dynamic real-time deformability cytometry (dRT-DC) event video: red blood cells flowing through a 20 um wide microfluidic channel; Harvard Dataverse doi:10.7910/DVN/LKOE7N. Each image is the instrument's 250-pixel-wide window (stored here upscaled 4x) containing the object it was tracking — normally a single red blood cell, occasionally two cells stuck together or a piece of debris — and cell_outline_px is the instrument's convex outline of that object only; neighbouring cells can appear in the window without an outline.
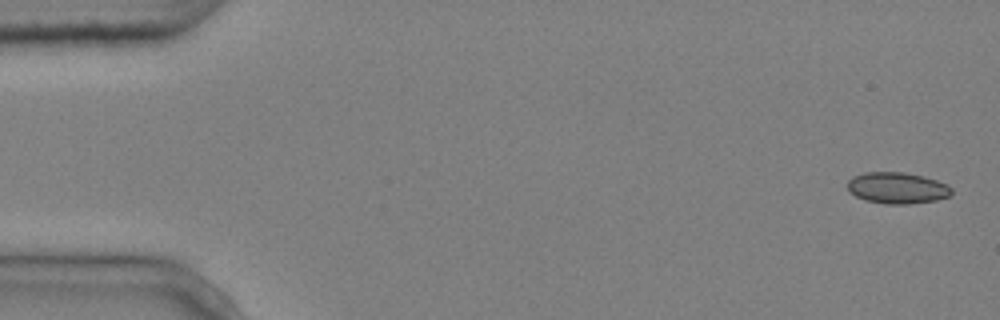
{"species": "common noctule bat (a hibernating species)", "species_latin": "Nyctalus noctula", "temperature_condition": "cold", "stored_images_in_passage": 4, "camera_frame_rate_fps": 3000, "um_per_image_px": 0.085, "animal": {"sex": "male", "body_mass_g": 20.4}, "frame": {"image": 1, "passage_image": 1, "time_ms": 0.0, "image_size_px": [1000, 320], "cell_outline_px": [[952, 192], [948, 196], [936, 200], [908, 204], [884, 204], [864, 200], [848, 192], [848, 180], [852, 176], [864, 172], [904, 172], [924, 176], [936, 180], [952, 188]], "centroid_in_image_um": [76.21, 15.97], "position_along_channel_um": 8.8, "area_um2": 19.07}}
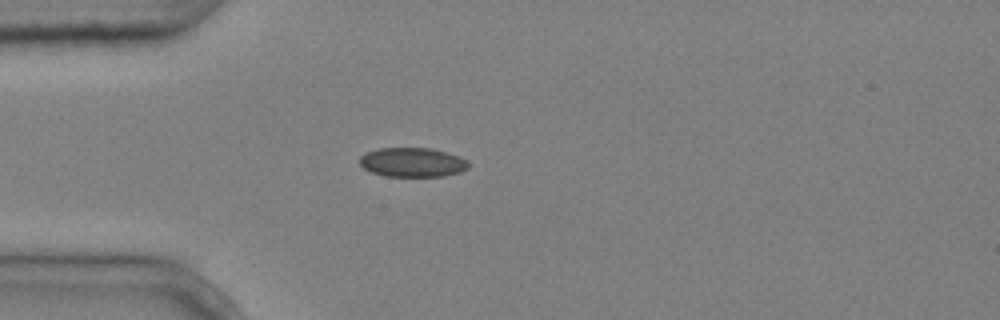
{"frame": {"image": 2, "passage_image": 4, "time_ms": 1.0, "image_size_px": [1000, 320], "cell_outline_px": [[468, 168], [460, 172], [444, 176], [384, 176], [372, 172], [364, 168], [360, 164], [360, 156], [364, 152], [376, 148], [432, 148], [460, 156], [468, 160]], "centroid_in_image_um": [35.05, 13.78], "position_along_channel_um": 49.9, "area_um2": 18.73}}